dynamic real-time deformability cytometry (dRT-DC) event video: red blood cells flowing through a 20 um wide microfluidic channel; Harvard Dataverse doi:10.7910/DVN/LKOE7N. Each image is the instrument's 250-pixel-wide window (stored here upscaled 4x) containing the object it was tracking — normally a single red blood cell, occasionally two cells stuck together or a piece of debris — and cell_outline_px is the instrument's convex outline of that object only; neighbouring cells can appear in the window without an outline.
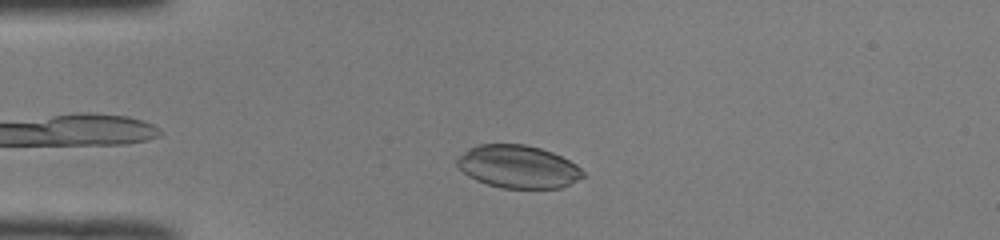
{"species": "common noctule bat (a hibernating species)", "species_latin": "Nyctalus noctula", "temperature_condition": "room temperature", "stored_images_in_passage": 35, "camera_frame_rate_fps": 3000, "um_per_image_px": 0.085, "animal": {"sex": "male", "body_mass_g": 19.0, "forearm_length_mm": 50.8}, "frame": {"image": 1, "passage_image": 6, "time_ms": 1.667, "image_size_px": [1000, 240], "cell_outline_px": [[584, 176], [560, 188], [500, 188], [476, 180], [468, 176], [456, 164], [456, 160], [468, 148], [480, 144], [524, 144], [540, 148], [552, 152], [576, 164], [584, 172]], "centroid_in_image_um": [44.02, 14.16], "position_along_channel_um": 41.0, "area_um2": 31.21}}
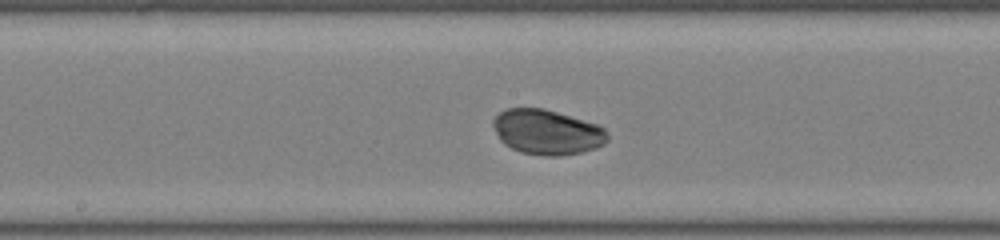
{"frame": {"image": 2, "passage_image": 20, "time_ms": 6.333, "image_size_px": [1000, 240], "cell_outline_px": [[608, 140], [604, 144], [596, 148], [580, 152], [560, 156], [544, 156], [520, 152], [504, 144], [500, 140], [492, 124], [492, 120], [500, 112], [508, 108], [544, 108], [596, 124], [604, 128], [608, 136]], "centroid_in_image_um": [46.49, 11.23], "position_along_channel_um": 201.7, "area_um2": 29.88}}
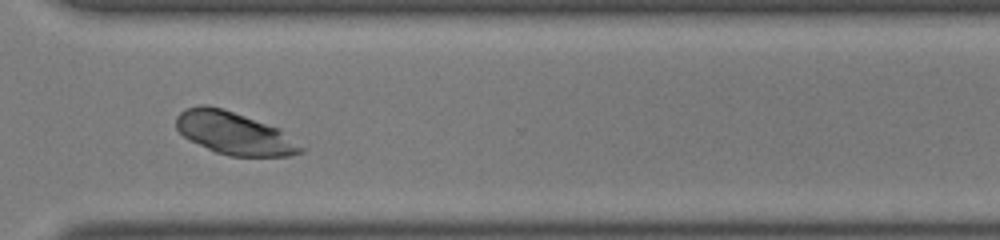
{"frame": {"image": 3, "passage_image": 31, "time_ms": 10.0, "image_size_px": [1000, 240], "cell_outline_px": [[308, 148], [304, 152], [288, 156], [228, 156], [216, 152], [184, 136], [176, 128], [176, 116], [184, 108], [200, 104], [208, 104], [280, 128], [308, 144]], "centroid_in_image_um": [20.03, 11.33], "position_along_channel_um": 350.6, "area_um2": 31.44}}